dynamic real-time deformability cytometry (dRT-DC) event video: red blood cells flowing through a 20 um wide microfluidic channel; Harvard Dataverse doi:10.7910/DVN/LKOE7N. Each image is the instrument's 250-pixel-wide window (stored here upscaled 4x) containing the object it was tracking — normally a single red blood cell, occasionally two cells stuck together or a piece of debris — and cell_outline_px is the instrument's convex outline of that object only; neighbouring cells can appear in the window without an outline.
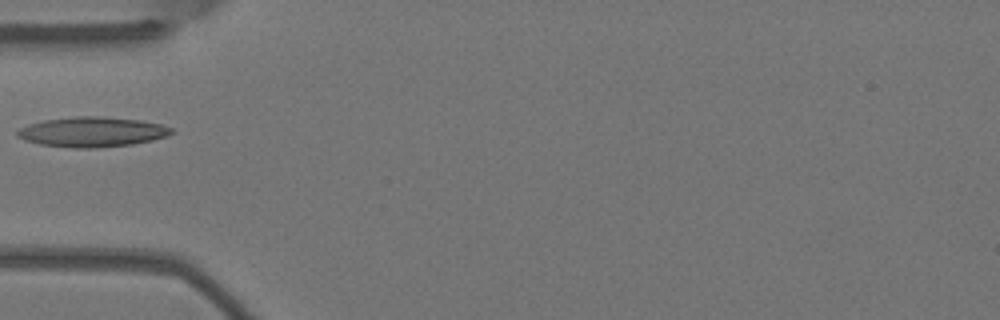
{"species": "Egyptian fruit bat (a non-hibernating species)", "species_latin": "Rousettus aegyptiacus", "temperature_condition": "warm", "stored_images_in_passage": 6, "camera_frame_rate_fps": 3000, "um_per_image_px": 0.085, "animal": {"sex": "female"}, "frame": {"image": 1, "passage_image": 6, "time_ms": 1.667, "image_size_px": [1000, 320], "cell_outline_px": [[172, 132], [164, 136], [152, 140], [132, 144], [96, 148], [72, 148], [40, 144], [24, 140], [16, 136], [16, 132], [20, 128], [28, 124], [44, 120], [76, 116], [100, 116], [140, 120], [160, 124], [172, 128]], "centroid_in_image_um": [7.78, 11.21], "position_along_channel_um": 77.2, "area_um2": 26.82}}